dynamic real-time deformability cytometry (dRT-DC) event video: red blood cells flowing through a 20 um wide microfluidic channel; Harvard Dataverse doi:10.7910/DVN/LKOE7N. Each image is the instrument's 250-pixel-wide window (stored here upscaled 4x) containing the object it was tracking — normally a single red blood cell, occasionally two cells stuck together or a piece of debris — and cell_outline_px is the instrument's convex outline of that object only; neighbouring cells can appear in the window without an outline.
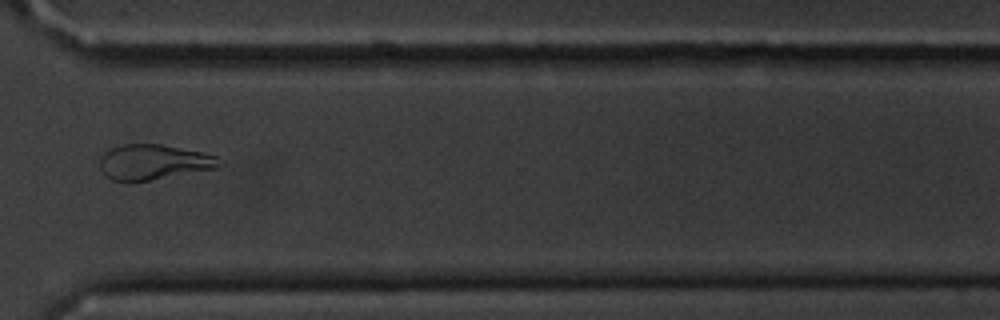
{"species": "common noctule bat (a hibernating species)", "species_latin": "Nyctalus noctula", "temperature_condition": "cold", "stored_images_in_passage": 16, "camera_frame_rate_fps": 3000, "um_per_image_px": 0.085, "animal": {"sex": "male", "body_mass_g": 20.1, "forearm_length_mm": 53.5}, "frame": {"image": 1, "passage_image": 12, "time_ms": 14.0, "image_size_px": [1000, 320], "cell_outline_px": [[224, 164], [220, 168], [148, 180], [112, 180], [104, 176], [100, 168], [100, 160], [104, 152], [112, 148], [124, 144], [160, 144], [200, 152], [216, 156]], "centroid_in_image_um": [13.07, 13.77], "position_along_channel_um": 357.5, "area_um2": 24.28}}
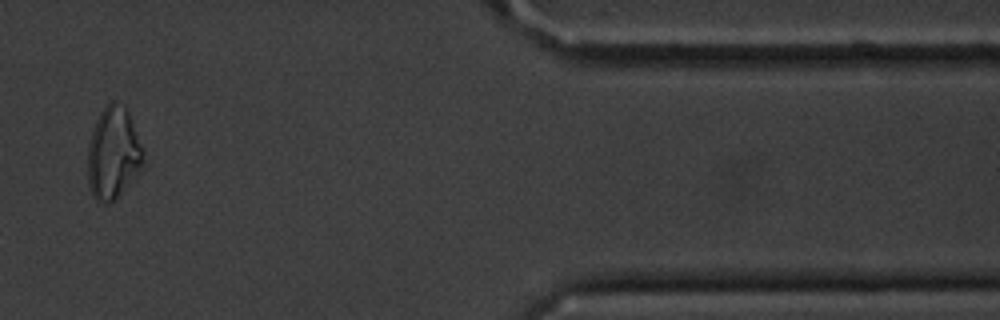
{"frame": {"image": 2, "passage_image": 14, "time_ms": 16.333, "image_size_px": [1000, 320], "cell_outline_px": [[148, 164], [108, 204], [104, 204], [96, 200], [92, 196], [88, 184], [88, 144], [92, 128], [100, 112], [112, 100], [116, 100], [124, 104], [128, 112], [148, 160]], "centroid_in_image_um": [9.66, 13.01], "position_along_channel_um": 401.7, "area_um2": 30.35}, "authors_computed_cell_mechanics": {"area_um2": 22.5131, "velocity_mm_per_s": 3.6383, "shape_relaxation_time_tau1_ms": 5.2476, "shape_relaxation_time_tau2_ms": 1.3794, "deformation_change_tau1": 0.1019, "deformation_change_tau2": 0.0758}}